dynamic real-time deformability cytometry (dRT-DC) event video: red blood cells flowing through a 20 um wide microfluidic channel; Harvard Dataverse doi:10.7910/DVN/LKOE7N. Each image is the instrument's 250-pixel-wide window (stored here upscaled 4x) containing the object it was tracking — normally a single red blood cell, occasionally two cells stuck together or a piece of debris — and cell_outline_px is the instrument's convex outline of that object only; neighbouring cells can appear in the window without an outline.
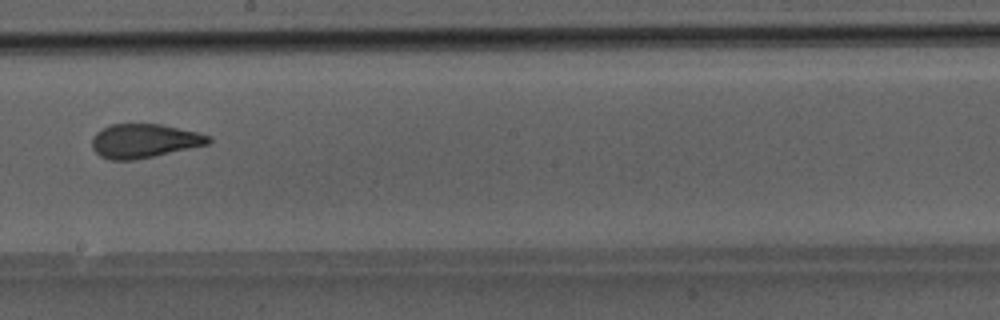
{"species": "Egyptian fruit bat (a non-hibernating species)", "species_latin": "Rousettus aegyptiacus", "temperature_condition": "room temperature", "stored_images_in_passage": 34, "camera_frame_rate_fps": 3000, "um_per_image_px": 0.085, "animal": {"sex": "male"}, "frame": {"image": 1, "passage_image": 15, "time_ms": 4.667, "image_size_px": [1000, 320], "cell_outline_px": [[212, 140], [208, 144], [152, 156], [132, 160], [112, 160], [100, 156], [92, 148], [92, 136], [96, 132], [112, 124], [160, 124], [200, 132], [212, 136]], "centroid_in_image_um": [12.27, 11.96], "position_along_channel_um": 235.9, "area_um2": 22.95}}
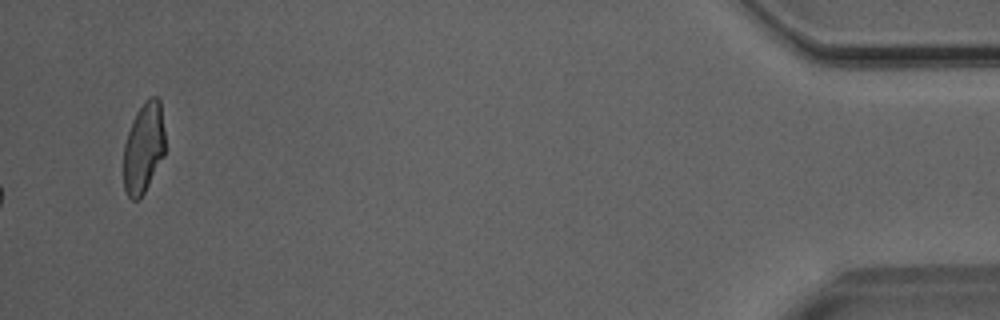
{"frame": {"image": 2, "passage_image": 34, "time_ms": 11.0, "image_size_px": [1000, 320], "cell_outline_px": [[164, 156], [140, 200], [132, 200], [124, 192], [124, 144], [132, 120], [136, 112], [144, 100], [152, 96], [156, 96], [160, 100], [164, 128]], "centroid_in_image_um": [12.2, 12.57], "position_along_channel_um": 423.0, "area_um2": 22.08}}